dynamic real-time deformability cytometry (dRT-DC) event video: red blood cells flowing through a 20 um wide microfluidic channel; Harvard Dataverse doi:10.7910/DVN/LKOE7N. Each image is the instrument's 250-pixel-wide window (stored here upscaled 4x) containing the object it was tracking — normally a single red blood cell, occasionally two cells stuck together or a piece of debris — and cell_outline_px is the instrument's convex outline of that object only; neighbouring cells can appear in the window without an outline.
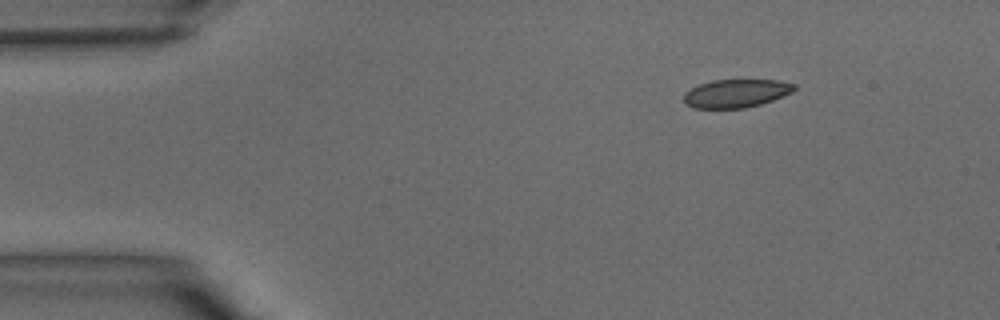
{"species": "common noctule bat (a hibernating species)", "species_latin": "Nyctalus noctula", "temperature_condition": "warm", "stored_images_in_passage": 35, "camera_frame_rate_fps": 3000, "um_per_image_px": 0.085, "animal": {"sex": "male", "body_mass_g": 15.6}, "frame": {"image": 1, "passage_image": 1, "time_ms": 0.0, "image_size_px": [1000, 320], "cell_outline_px": [[796, 88], [792, 92], [772, 100], [760, 104], [744, 108], [692, 108], [684, 104], [684, 92], [700, 84], [712, 80], [776, 80], [796, 84]], "centroid_in_image_um": [62.54, 7.94], "position_along_channel_um": 22.5, "area_um2": 18.15}}
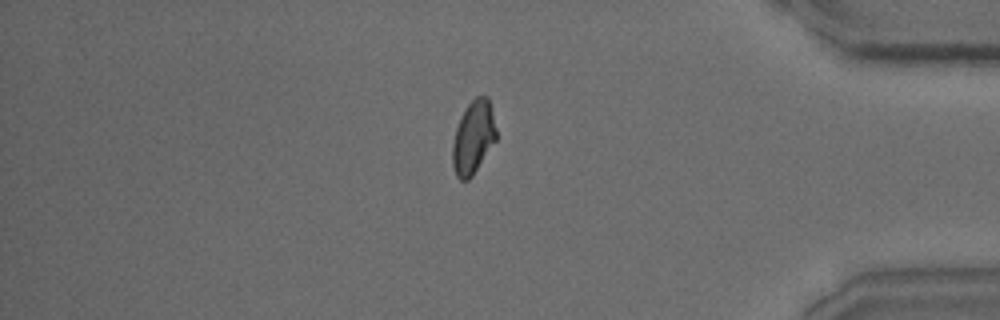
{"frame": {"image": 2, "passage_image": 29, "time_ms": 9.333, "image_size_px": [1000, 320], "cell_outline_px": [[496, 140], [472, 176], [468, 180], [460, 180], [456, 176], [452, 164], [452, 144], [456, 128], [460, 116], [464, 108], [476, 96], [488, 96], [492, 108], [496, 128]], "centroid_in_image_um": [40.22, 11.66], "position_along_channel_um": 395.0, "area_um2": 18.79}}
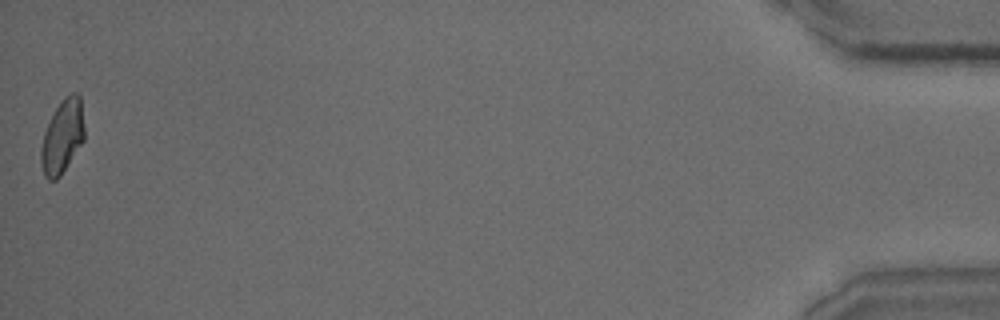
{"frame": {"image": 3, "passage_image": 35, "time_ms": 11.333, "image_size_px": [1000, 320], "cell_outline_px": [[84, 140], [60, 176], [56, 180], [48, 180], [44, 176], [40, 160], [40, 148], [44, 132], [56, 108], [72, 92], [76, 92], [80, 96], [84, 124]], "centroid_in_image_um": [5.3, 11.65], "position_along_channel_um": 429.9, "area_um2": 18.38}}